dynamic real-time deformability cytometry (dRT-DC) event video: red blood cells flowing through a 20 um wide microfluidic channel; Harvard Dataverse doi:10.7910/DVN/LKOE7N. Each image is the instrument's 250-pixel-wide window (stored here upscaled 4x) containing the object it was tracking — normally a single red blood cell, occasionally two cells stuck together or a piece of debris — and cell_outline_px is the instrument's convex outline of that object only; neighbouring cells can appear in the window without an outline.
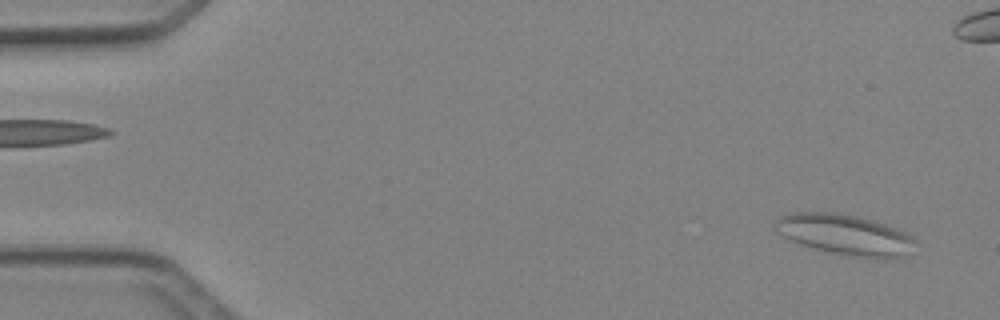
{"species": "Egyptian fruit bat (a non-hibernating species)", "species_latin": "Rousettus aegyptiacus", "temperature_condition": "cold", "stored_images_in_passage": 49, "camera_frame_rate_fps": 3000, "um_per_image_px": 0.085, "animal": {"sex": "female"}, "frame": {"image": 1, "passage_image": 2, "time_ms": 0.333, "image_size_px": [1000, 320], "cell_outline_px": [[916, 240], [904, 256], [884, 260], [852, 256], [832, 252], [816, 248], [792, 240], [776, 232], [772, 228], [776, 220], [780, 216], [792, 212], [836, 212], [856, 216], [884, 224], [896, 228], [912, 236]], "centroid_in_image_um": [71.8, 19.94], "position_along_channel_um": 13.2, "area_um2": 32.83}}
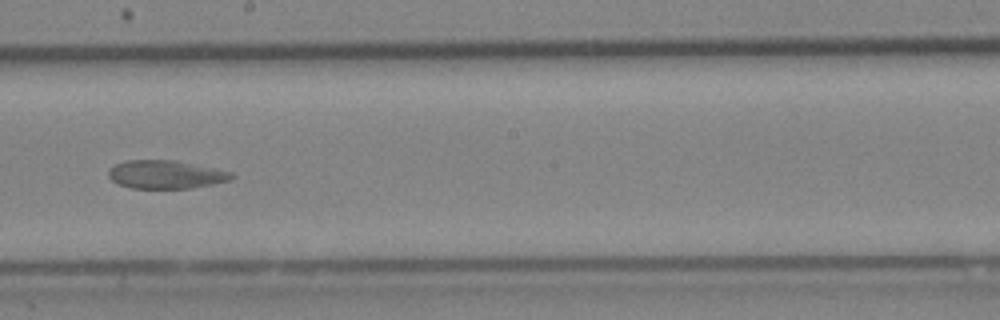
{"frame": {"image": 2, "passage_image": 27, "time_ms": 8.667, "image_size_px": [1000, 320], "cell_outline_px": [[236, 176], [228, 180], [212, 184], [188, 188], [132, 188], [120, 184], [112, 180], [108, 176], [108, 168], [116, 164], [128, 160], [172, 160], [232, 172]], "centroid_in_image_um": [14.05, 14.83], "position_along_channel_um": 234.1, "area_um2": 19.94}}
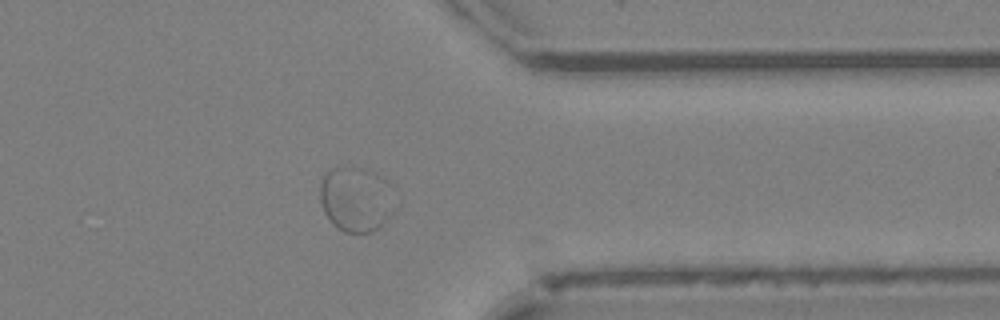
{"frame": {"image": 3, "passage_image": 38, "time_ms": 12.333, "image_size_px": [1000, 320], "cell_outline_px": [[388, 180], [384, 220], [376, 228], [368, 232], [344, 232], [336, 228], [332, 224], [324, 212], [320, 200], [320, 184], [324, 176], [332, 168], [344, 164], [376, 172]], "centroid_in_image_um": [30.08, 16.86], "position_along_channel_um": 381.3, "area_um2": 26.99}, "authors_computed_cell_mechanics": {"area_um2": 26.0678, "velocity_mm_per_s": 4.1805, "shape_relaxation_time_tau1_ms": null, "shape_relaxation_time_tau2_ms": 1.2483, "deformation_change_tau1": null, "deformation_change_tau2": 0.0505}}